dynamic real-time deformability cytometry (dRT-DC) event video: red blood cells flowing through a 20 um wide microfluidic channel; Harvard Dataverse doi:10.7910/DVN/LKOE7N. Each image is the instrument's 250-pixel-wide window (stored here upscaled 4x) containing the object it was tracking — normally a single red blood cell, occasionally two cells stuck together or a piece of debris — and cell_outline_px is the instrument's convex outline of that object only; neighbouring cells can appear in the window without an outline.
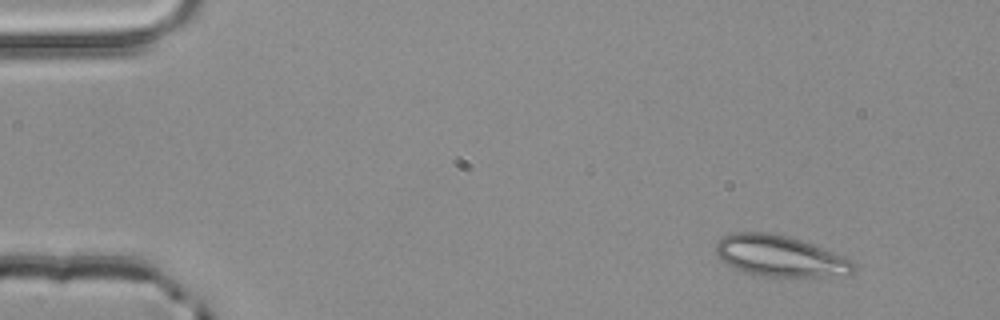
{"species": "common noctule bat (a hibernating species)", "species_latin": "Nyctalus noctula", "temperature_condition": "room temperature", "stored_images_in_passage": 4, "segment_of_instrument_passage": [1, 2], "camera_frame_rate_fps": 3000, "um_per_image_px": 0.085, "animal": {"sex": "male", "body_mass_g": 20.4}, "frame": {"image": 1, "passage_image": 1, "time_ms": 0.0, "image_size_px": [1000, 320], "cell_outline_px": [[856, 268], [852, 272], [820, 276], [764, 276], [748, 272], [736, 268], [728, 264], [716, 252], [716, 244], [724, 236], [732, 232], [772, 232], [800, 240], [812, 244], [844, 256], [852, 260], [856, 264]], "centroid_in_image_um": [66.3, 21.74], "position_along_channel_um": 18.7, "area_um2": 32.19}}